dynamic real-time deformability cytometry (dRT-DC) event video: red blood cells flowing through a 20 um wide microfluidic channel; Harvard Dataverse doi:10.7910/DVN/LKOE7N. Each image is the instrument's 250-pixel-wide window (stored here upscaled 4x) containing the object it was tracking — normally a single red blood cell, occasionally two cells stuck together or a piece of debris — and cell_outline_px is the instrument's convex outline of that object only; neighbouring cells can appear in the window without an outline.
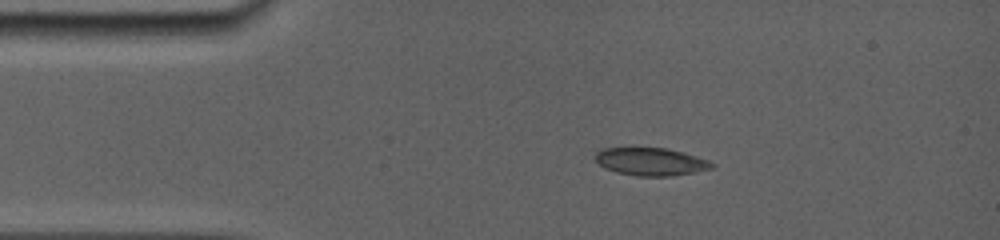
{"species": "common noctule bat (a hibernating species)", "species_latin": "Nyctalus noctula", "temperature_condition": "room temperature", "stored_images_in_passage": 35, "camera_frame_rate_fps": 5000, "um_per_image_px": 0.085, "animal": {"sex": "female", "body_mass_g": 19.0, "forearm_length_mm": 56.7}, "frame": {"image": 1, "passage_image": 6, "time_ms": 2.4, "image_size_px": [1000, 240], "cell_outline_px": [[716, 168], [672, 176], [640, 176], [616, 172], [604, 168], [596, 160], [596, 152], [600, 148], [668, 148], [684, 152], [708, 160], [716, 164]], "centroid_in_image_um": [55.36, 13.74], "position_along_channel_um": 29.6, "area_um2": 18.96}}
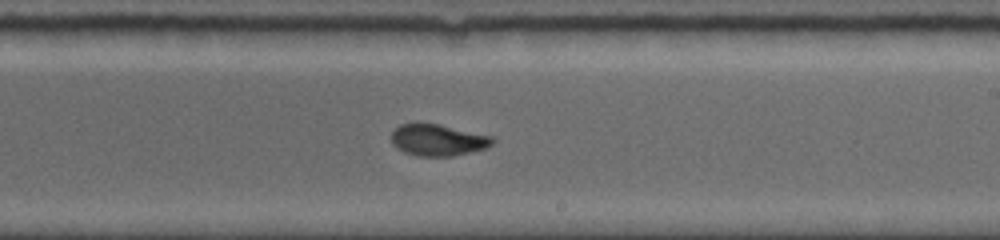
{"frame": {"image": 2, "passage_image": 21, "time_ms": 9.2, "image_size_px": [1000, 240], "cell_outline_px": [[496, 140], [488, 148], [452, 156], [416, 156], [404, 152], [396, 148], [392, 144], [392, 132], [400, 124], [416, 120], [440, 124], [492, 136]], "centroid_in_image_um": [37.19, 11.87], "position_along_channel_um": 251.8, "area_um2": 19.19}}
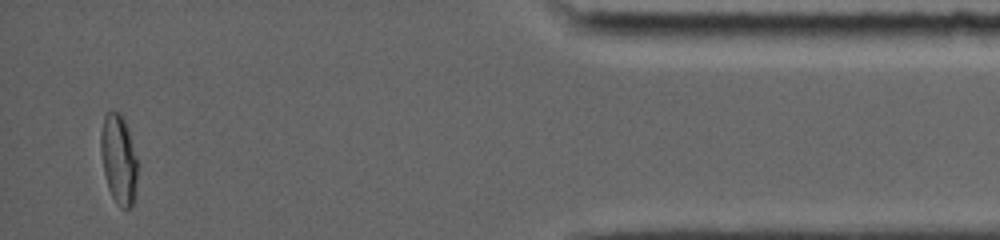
{"frame": {"image": 3, "passage_image": 34, "time_ms": 15.0, "image_size_px": [1000, 240], "cell_outline_px": [[140, 164], [136, 196], [132, 204], [128, 208], [120, 208], [116, 204], [108, 188], [104, 172], [100, 152], [100, 132], [104, 116], [108, 112], [120, 112], [124, 120]], "centroid_in_image_um": [10.12, 13.59], "position_along_channel_um": 425.1, "area_um2": 19.77}, "authors_computed_cell_mechanics": {"area_um2": 19.0162, "velocity_mm_per_s": 3.8633, "shape_relaxation_time_tau1_ms": 4.4124, "shape_relaxation_time_tau2_ms": 0.9572, "deformation_change_tau1": 0.1867, "deformation_change_tau2": 0.0474}}